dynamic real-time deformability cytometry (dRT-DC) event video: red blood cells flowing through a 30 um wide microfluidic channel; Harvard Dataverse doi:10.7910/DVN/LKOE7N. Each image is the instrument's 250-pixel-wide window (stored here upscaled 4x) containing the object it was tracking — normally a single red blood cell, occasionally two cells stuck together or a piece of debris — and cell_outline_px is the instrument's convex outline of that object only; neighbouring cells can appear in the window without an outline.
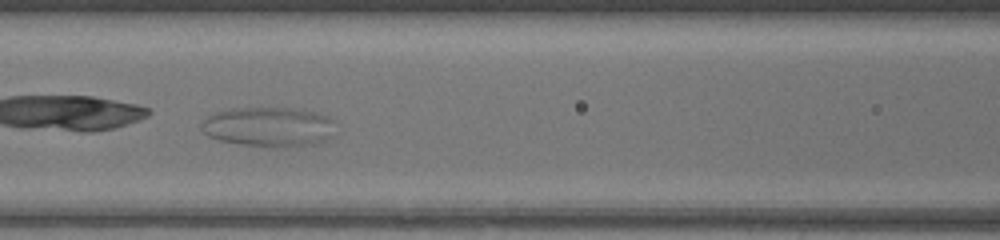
{"species": "common noctule bat (a hibernating species)", "species_latin": "Nyctalus noctula", "temperature_condition": "warm", "stored_images_in_passage": 41, "camera_frame_rate_fps": 3000, "um_per_image_px": 0.085, "animal": {"sex": "female", "body_mass_g": 17.0, "forearm_length_mm": 48.0}, "frame": {"image": 1, "passage_image": 9, "time_ms": 2.667, "image_size_px": [1000, 240], "cell_outline_px": [[336, 136], [328, 140], [316, 144], [276, 148], [268, 148], [240, 144], [220, 140], [208, 136], [200, 128], [200, 124], [208, 116], [216, 112], [228, 108], [300, 108], [328, 116], [336, 120]], "centroid_in_image_um": [22.93, 10.79], "position_along_channel_um": 143.7, "area_um2": 31.96}}
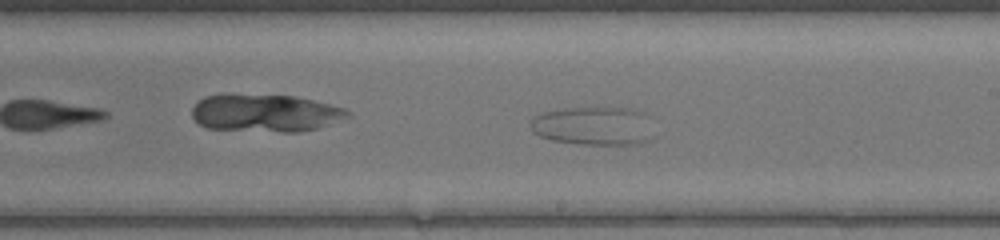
{"frame": {"image": 2, "passage_image": 17, "time_ms": 5.333, "image_size_px": [1000, 240], "cell_outline_px": [[652, 136], [648, 140], [640, 144], [580, 144], [552, 140], [540, 136], [532, 132], [532, 116], [544, 112], [564, 108], [628, 108], [640, 112]], "centroid_in_image_um": [50.35, 10.71], "position_along_channel_um": 238.7, "area_um2": 27.05}}
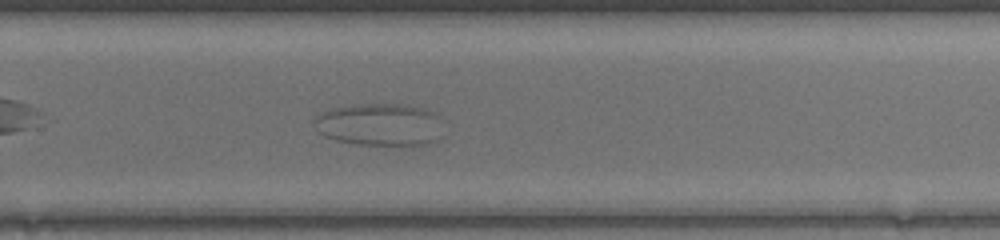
{"frame": {"image": 3, "passage_image": 22, "time_ms": 7.0, "image_size_px": [1000, 240], "cell_outline_px": [[452, 124], [436, 140], [428, 144], [360, 144], [336, 140], [324, 136], [312, 124], [316, 116], [320, 112], [328, 108], [352, 104], [404, 104], [428, 108], [440, 112]], "centroid_in_image_um": [32.45, 10.54], "position_along_channel_um": 297.4, "area_um2": 33.35}}